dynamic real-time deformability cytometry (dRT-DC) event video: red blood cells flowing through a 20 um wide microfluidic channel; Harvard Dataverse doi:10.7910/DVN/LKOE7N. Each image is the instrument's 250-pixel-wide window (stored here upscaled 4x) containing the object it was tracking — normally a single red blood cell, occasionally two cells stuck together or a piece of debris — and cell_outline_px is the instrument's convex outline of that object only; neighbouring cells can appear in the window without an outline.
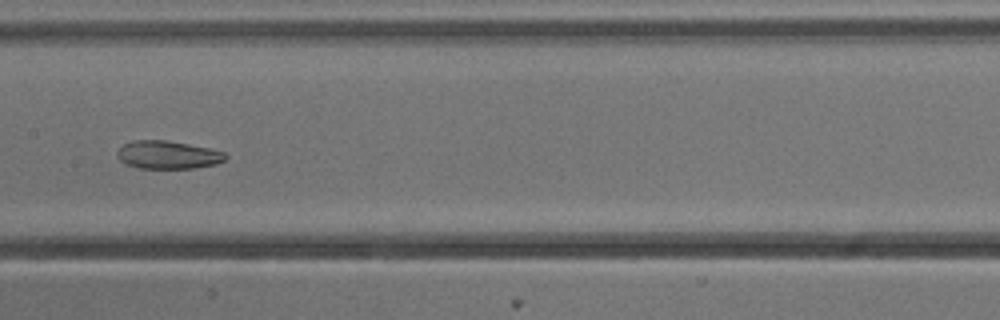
{"species": "common noctule bat (a hibernating species)", "species_latin": "Nyctalus noctula", "temperature_condition": "cold", "stored_images_in_passage": 40, "segment_of_instrument_passage": [1, 2], "camera_frame_rate_fps": 3000, "um_per_image_px": 0.085, "animal": {"sex": "male", "body_mass_g": 13.3}, "frame": {"image": 1, "passage_image": 12, "time_ms": 3.667, "image_size_px": [1000, 320], "cell_outline_px": [[228, 156], [224, 160], [216, 164], [192, 168], [136, 168], [124, 164], [120, 160], [116, 152], [124, 144], [132, 140], [164, 140], [212, 148], [224, 152]], "centroid_in_image_um": [14.26, 13.16], "position_along_channel_um": 193.1, "area_um2": 17.74}}